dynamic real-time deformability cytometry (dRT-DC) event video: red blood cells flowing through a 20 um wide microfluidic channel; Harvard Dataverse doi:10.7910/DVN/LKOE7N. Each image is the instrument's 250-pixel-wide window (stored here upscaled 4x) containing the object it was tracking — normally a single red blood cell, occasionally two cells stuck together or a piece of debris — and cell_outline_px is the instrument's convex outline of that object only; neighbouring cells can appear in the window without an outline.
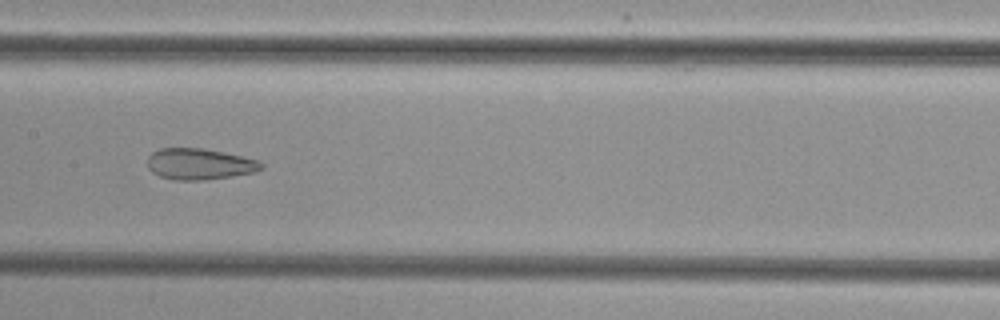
{"species": "common noctule bat (a hibernating species)", "species_latin": "Nyctalus noctula", "temperature_condition": "cold", "stored_images_in_passage": 36, "camera_frame_rate_fps": 3000, "um_per_image_px": 0.085, "animal": {"sex": "female", "body_mass_g": 29.2, "forearm_length_mm": 56.3}, "frame": {"image": 1, "passage_image": 16, "time_ms": 5.0, "image_size_px": [1000, 320], "cell_outline_px": [[264, 168], [252, 172], [232, 176], [204, 180], [172, 180], [160, 176], [152, 172], [148, 168], [148, 156], [152, 152], [160, 148], [204, 148], [224, 152], [260, 160], [264, 164]], "centroid_in_image_um": [16.96, 13.94], "position_along_channel_um": 190.4, "area_um2": 20.81}}
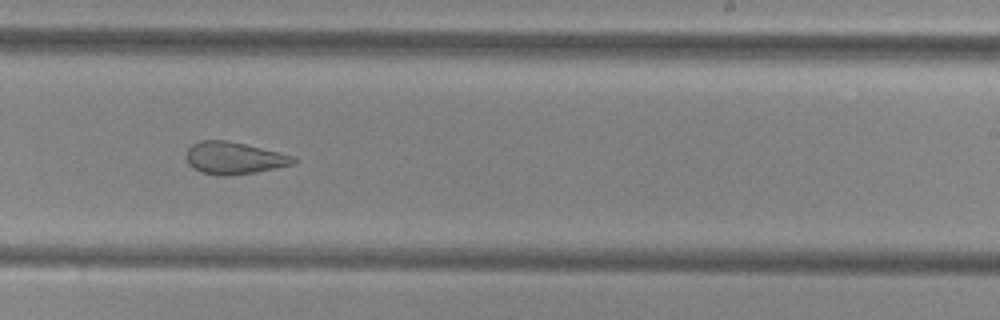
{"frame": {"image": 2, "passage_image": 22, "time_ms": 7.0, "image_size_px": [1000, 320], "cell_outline_px": [[296, 164], [256, 172], [224, 176], [216, 176], [200, 172], [192, 168], [188, 164], [184, 156], [188, 148], [192, 144], [200, 140], [228, 140], [280, 152], [296, 156]], "centroid_in_image_um": [19.87, 13.44], "position_along_channel_um": 269.1, "area_um2": 20.52}}
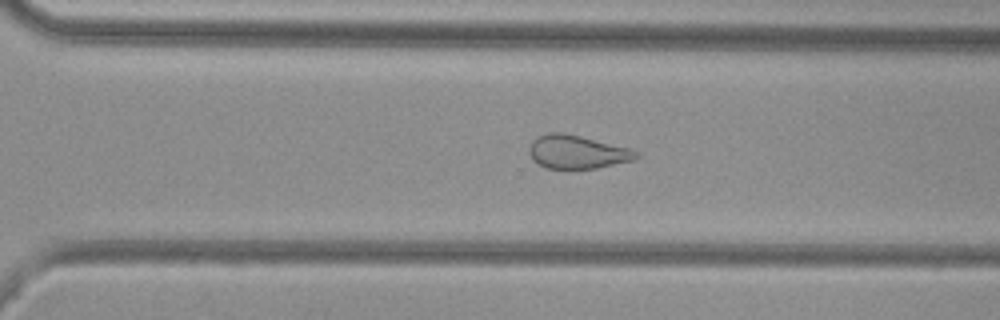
{"frame": {"image": 3, "passage_image": 26, "time_ms": 8.333, "image_size_px": [1000, 320], "cell_outline_px": [[640, 156], [636, 160], [596, 168], [568, 172], [544, 168], [536, 164], [532, 160], [528, 152], [528, 148], [532, 140], [536, 136], [548, 132], [564, 132], [632, 148], [640, 152]], "centroid_in_image_um": [49.04, 12.95], "position_along_channel_um": 321.6, "area_um2": 22.14}}